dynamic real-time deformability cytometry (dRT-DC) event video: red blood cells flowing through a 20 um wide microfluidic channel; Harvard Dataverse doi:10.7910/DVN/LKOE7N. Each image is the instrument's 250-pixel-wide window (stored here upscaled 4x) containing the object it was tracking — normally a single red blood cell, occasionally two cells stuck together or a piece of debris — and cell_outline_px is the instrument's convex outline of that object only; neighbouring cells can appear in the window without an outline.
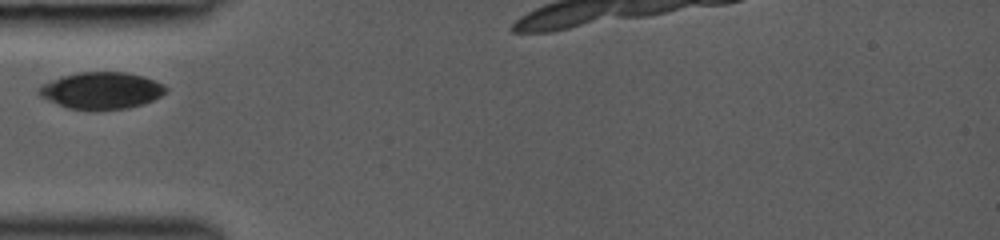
{"species": "common noctule bat (a hibernating species)", "species_latin": "Nyctalus noctula", "temperature_condition": "room temperature", "stored_images_in_passage": 7, "camera_frame_rate_fps": 3000, "um_per_image_px": 0.085, "animal": {"sex": "female", "body_mass_g": 19.0, "forearm_length_mm": 53.3}, "frame": {"image": 1, "passage_image": 1, "time_ms": 0.0, "image_size_px": [1000, 240], "cell_outline_px": [[168, 92], [152, 100], [128, 108], [92, 112], [68, 108], [48, 100], [40, 96], [36, 92], [36, 88], [52, 80], [64, 76], [80, 72], [124, 72], [144, 76], [164, 84], [168, 88]], "centroid_in_image_um": [8.62, 7.72], "position_along_channel_um": 76.4, "area_um2": 27.57}}
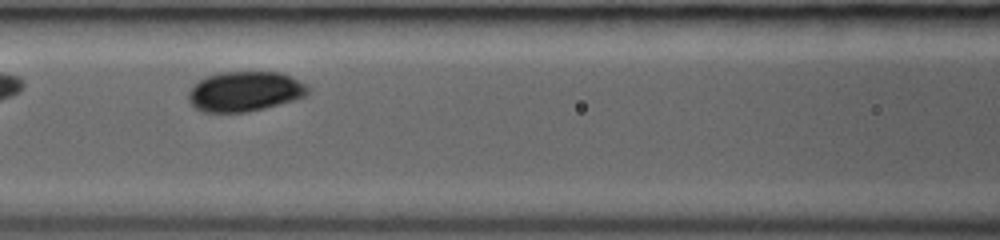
{"frame": {"image": 2, "passage_image": 4, "time_ms": 1.667, "image_size_px": [1000, 240], "cell_outline_px": [[308, 96], [296, 100], [248, 112], [204, 112], [196, 108], [188, 100], [188, 92], [200, 80], [216, 72], [280, 72], [292, 76], [308, 84]], "centroid_in_image_um": [20.87, 7.77], "position_along_channel_um": 145.7, "area_um2": 28.03}}
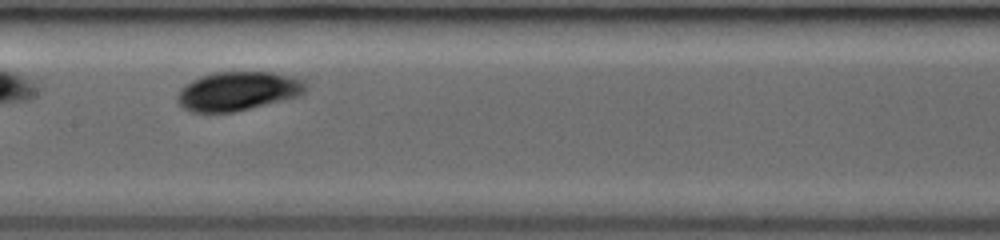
{"frame": {"image": 3, "passage_image": 6, "time_ms": 2.667, "image_size_px": [1000, 240], "cell_outline_px": [[308, 88], [304, 92], [296, 96], [236, 112], [192, 112], [184, 108], [176, 100], [176, 96], [180, 88], [184, 84], [200, 76], [212, 72], [272, 72], [292, 76], [304, 80], [308, 84]], "centroid_in_image_um": [20.2, 7.73], "position_along_channel_um": 187.2, "area_um2": 29.25}}